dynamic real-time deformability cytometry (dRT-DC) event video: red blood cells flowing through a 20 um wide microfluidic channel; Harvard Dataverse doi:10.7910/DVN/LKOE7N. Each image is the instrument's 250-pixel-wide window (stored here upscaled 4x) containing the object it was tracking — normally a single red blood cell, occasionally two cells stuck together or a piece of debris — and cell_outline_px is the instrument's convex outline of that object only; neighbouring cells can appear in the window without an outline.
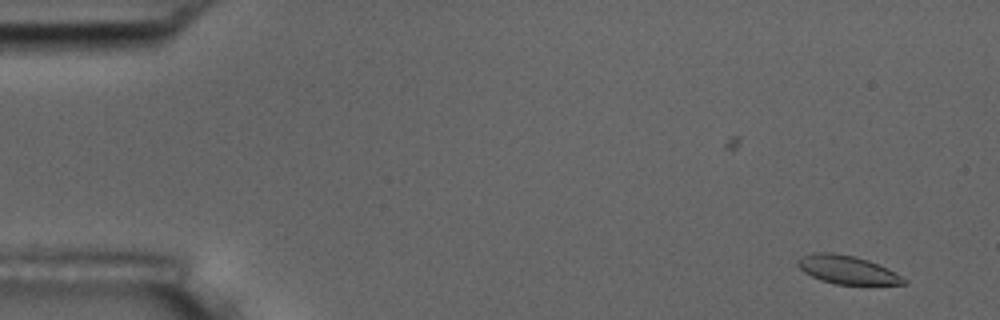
{"species": "common noctule bat (a hibernating species)", "species_latin": "Nyctalus noctula", "temperature_condition": "room temperature", "stored_images_in_passage": 56, "camera_frame_rate_fps": 3000, "um_per_image_px": 0.085, "animal": {"sex": "male", "body_mass_g": 17.5, "forearm_length_mm": 52.3}, "frame": {"image": 1, "passage_image": 3, "time_ms": 0.667, "image_size_px": [1000, 320], "cell_outline_px": [[908, 284], [836, 284], [820, 280], [804, 272], [796, 264], [796, 260], [800, 256], [812, 252], [832, 252], [856, 256], [868, 260], [908, 280]], "centroid_in_image_um": [71.93, 22.91], "position_along_channel_um": 13.1, "area_um2": 17.4}}
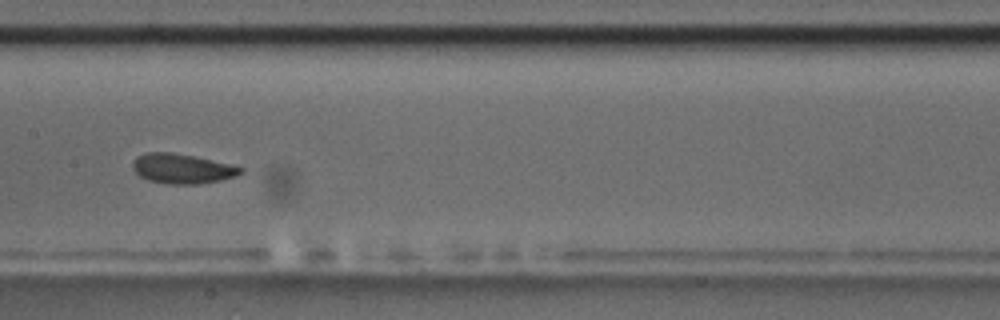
{"frame": {"image": 2, "passage_image": 28, "time_ms": 9.0, "image_size_px": [1000, 320], "cell_outline_px": [[244, 172], [236, 176], [220, 180], [200, 184], [168, 184], [148, 180], [140, 176], [132, 168], [132, 160], [136, 156], [148, 152], [172, 152], [192, 156], [228, 164], [244, 168]], "centroid_in_image_um": [15.45, 14.34], "position_along_channel_um": 191.9, "area_um2": 18.67}}
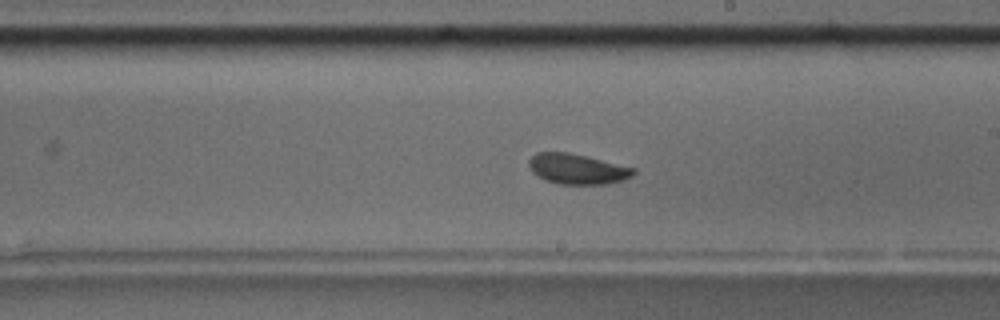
{"frame": {"image": 3, "passage_image": 32, "time_ms": 10.333, "image_size_px": [1000, 320], "cell_outline_px": [[636, 172], [632, 176], [624, 180], [608, 184], [560, 184], [544, 180], [532, 172], [528, 164], [528, 160], [536, 152], [568, 152], [588, 156], [636, 168]], "centroid_in_image_um": [49.08, 14.36], "position_along_channel_um": 239.9, "area_um2": 18.73}, "authors_computed_cell_mechanics": {"area_um2": 18.3804, "velocity_mm_per_s": 3.6214, "shape_relaxation_time_tau1_ms": 3.447, "shape_relaxation_time_tau2_ms": 2.2959, "deformation_change_tau1": 0.0758, "deformation_change_tau2": 0.0763}}